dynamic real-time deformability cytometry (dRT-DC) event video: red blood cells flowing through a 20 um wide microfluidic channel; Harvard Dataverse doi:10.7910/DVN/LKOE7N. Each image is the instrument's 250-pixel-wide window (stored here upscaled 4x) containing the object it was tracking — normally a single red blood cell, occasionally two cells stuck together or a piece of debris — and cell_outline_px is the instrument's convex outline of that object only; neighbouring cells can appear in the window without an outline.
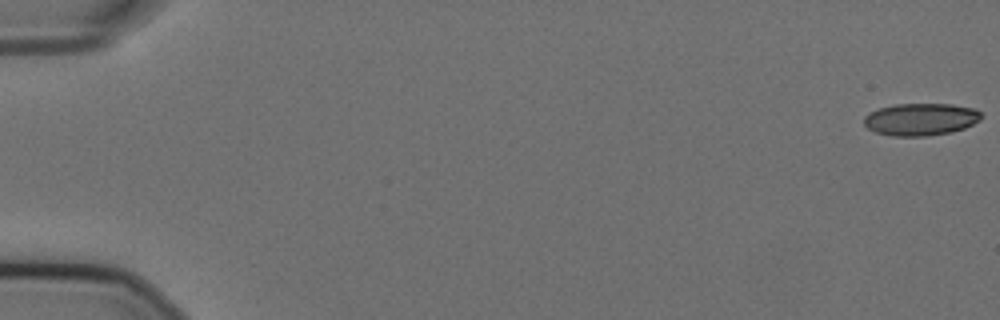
{"species": "Egyptian fruit bat (a non-hibernating species)", "species_latin": "Rousettus aegyptiacus", "temperature_condition": "cold", "stored_images_in_passage": 57, "camera_frame_rate_fps": 3000, "um_per_image_px": 0.085, "animal": {"sex": "female"}, "frame": {"image": 1, "passage_image": 1, "time_ms": 0.0, "image_size_px": [1000, 320], "cell_outline_px": [[980, 120], [964, 128], [952, 132], [928, 136], [892, 136], [876, 132], [868, 128], [864, 124], [864, 116], [868, 112], [880, 108], [896, 104], [952, 104], [976, 108], [980, 112]], "centroid_in_image_um": [78.26, 10.14], "position_along_channel_um": 6.7, "area_um2": 22.14}}
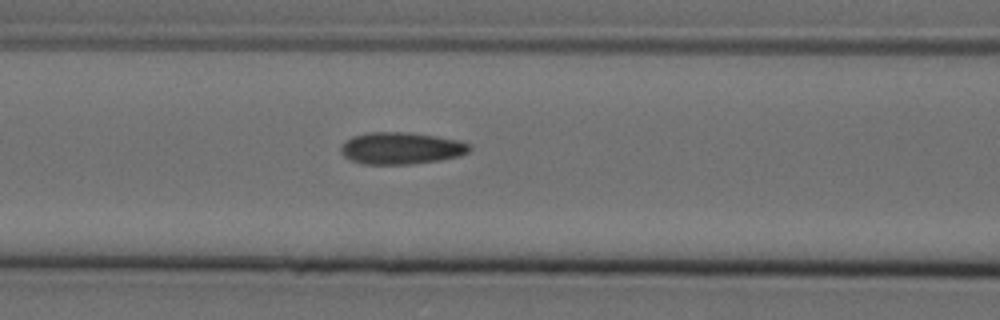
{"frame": {"image": 2, "passage_image": 25, "time_ms": 8.0, "image_size_px": [1000, 320], "cell_outline_px": [[472, 148], [468, 152], [460, 156], [440, 160], [408, 164], [364, 164], [352, 160], [344, 156], [340, 152], [340, 148], [352, 136], [368, 132], [408, 132], [436, 136], [460, 140], [472, 144]], "centroid_in_image_um": [34.14, 12.59], "position_along_channel_um": 132.5, "area_um2": 23.99}}
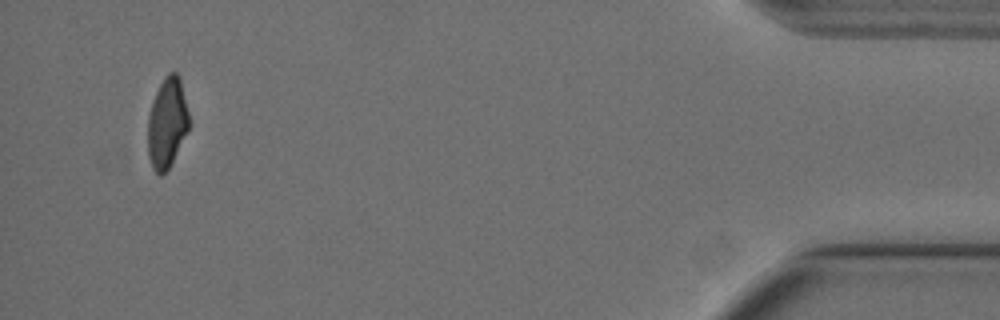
{"frame": {"image": 3, "passage_image": 55, "time_ms": 18.0, "image_size_px": [1000, 320], "cell_outline_px": [[188, 132], [168, 168], [160, 176], [152, 168], [148, 156], [148, 116], [156, 92], [164, 76], [168, 72], [176, 72], [180, 76], [188, 112]], "centroid_in_image_um": [14.2, 10.43], "position_along_channel_um": 421.0, "area_um2": 21.5}, "authors_computed_cell_mechanics": {"area_um2": 23.2356, "velocity_mm_per_s": 3.6006, "shape_relaxation_time_tau1_ms": null, "shape_relaxation_time_tau2_ms": 2.0339, "deformation_change_tau1": null, "deformation_change_tau2": 0.0777}}